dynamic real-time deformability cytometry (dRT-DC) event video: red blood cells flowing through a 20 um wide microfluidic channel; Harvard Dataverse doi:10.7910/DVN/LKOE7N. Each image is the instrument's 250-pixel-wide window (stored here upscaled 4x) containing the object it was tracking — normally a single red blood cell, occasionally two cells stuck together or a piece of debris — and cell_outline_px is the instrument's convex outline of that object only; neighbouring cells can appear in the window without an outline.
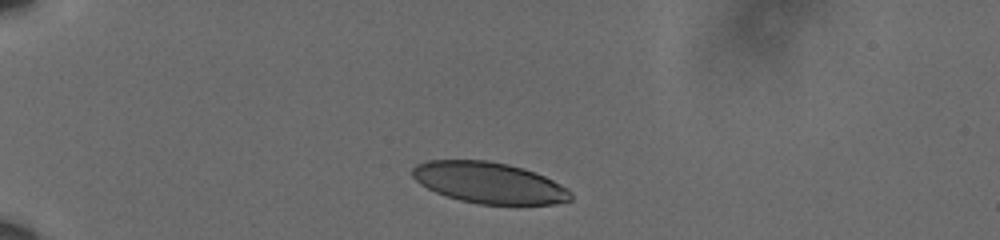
{"species": "human", "species_latin": "Homo sapiens", "temperature_condition": "cold", "stored_images_in_passage": 26, "camera_frame_rate_fps": 3000, "um_per_image_px": 0.085, "donor": {"sex": "male"}, "frame": {"image": 1, "passage_image": 1, "time_ms": 0.0, "image_size_px": [1000, 240], "cell_outline_px": [[572, 200], [556, 204], [480, 204], [460, 200], [436, 192], [420, 184], [412, 176], [412, 168], [416, 164], [428, 160], [488, 160], [508, 164], [524, 168], [536, 172], [568, 188], [572, 192]], "centroid_in_image_um": [41.59, 15.53], "position_along_channel_um": 43.4, "area_um2": 38.03}}
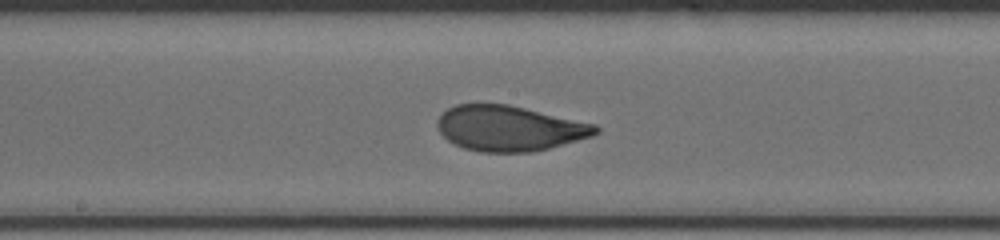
{"frame": {"image": 2, "passage_image": 15, "time_ms": 4.667, "image_size_px": [1000, 240], "cell_outline_px": [[600, 132], [592, 136], [548, 148], [532, 152], [480, 152], [464, 148], [448, 140], [436, 128], [436, 120], [448, 108], [456, 104], [508, 104], [596, 124], [600, 128]], "centroid_in_image_um": [43.29, 10.9], "position_along_channel_um": 204.9, "area_um2": 41.73}}
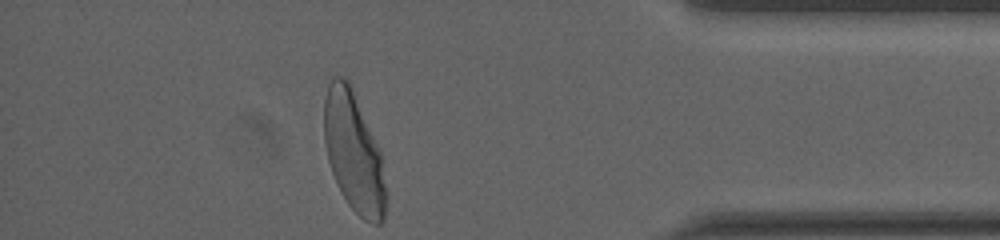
{"frame": {"image": 3, "passage_image": 26, "time_ms": 8.333, "image_size_px": [1000, 240], "cell_outline_px": [[384, 220], [380, 224], [372, 224], [364, 220], [348, 204], [336, 184], [328, 160], [324, 140], [324, 100], [328, 84], [332, 76], [344, 76], [348, 80], [380, 148], [384, 184]], "centroid_in_image_um": [30.03, 12.9], "position_along_channel_um": 405.2, "area_um2": 42.83}}